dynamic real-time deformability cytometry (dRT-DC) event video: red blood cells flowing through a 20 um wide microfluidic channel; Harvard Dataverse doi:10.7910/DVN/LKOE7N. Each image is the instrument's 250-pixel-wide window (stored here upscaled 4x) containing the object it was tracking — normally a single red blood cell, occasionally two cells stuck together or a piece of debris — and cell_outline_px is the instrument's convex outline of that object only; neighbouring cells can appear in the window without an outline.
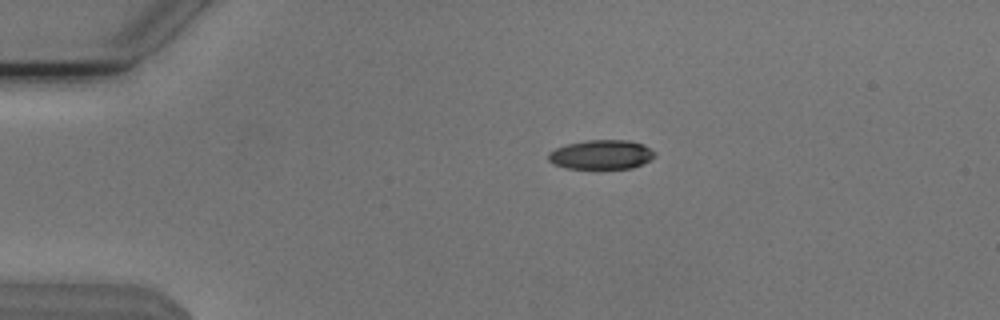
{"species": "Egyptian fruit bat (a non-hibernating species)", "species_latin": "Rousettus aegyptiacus", "temperature_condition": "cold", "stored_images_in_passage": 44, "camera_frame_rate_fps": 3000, "um_per_image_px": 0.085, "animal": {"sex": "male"}, "frame": {"image": 1, "passage_image": 1, "time_ms": 0.0, "image_size_px": [1000, 320], "cell_outline_px": [[656, 156], [644, 164], [632, 168], [596, 172], [568, 168], [552, 164], [548, 160], [548, 152], [556, 148], [568, 144], [588, 140], [628, 140], [644, 144], [656, 152]], "centroid_in_image_um": [51.13, 13.2], "position_along_channel_um": 33.9, "area_um2": 19.19}}
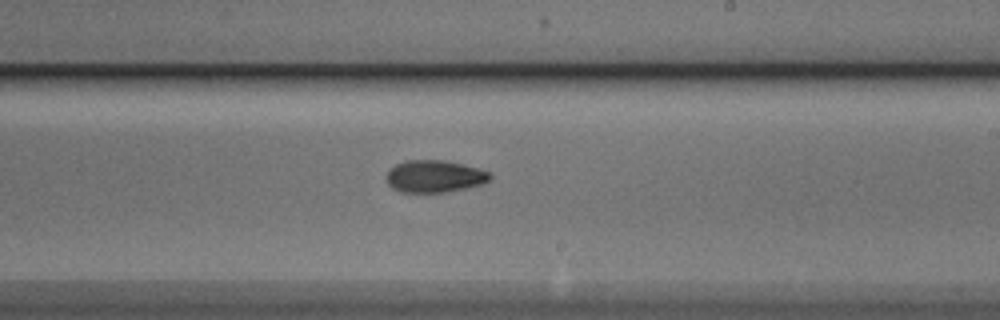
{"frame": {"image": 2, "passage_image": 22, "time_ms": 7.0, "image_size_px": [1000, 320], "cell_outline_px": [[492, 176], [488, 180], [480, 184], [464, 188], [444, 192], [400, 192], [392, 188], [388, 184], [384, 176], [396, 164], [404, 160], [444, 160], [476, 168], [488, 172]], "centroid_in_image_um": [36.86, 14.99], "position_along_channel_um": 252.1, "area_um2": 19.19}}
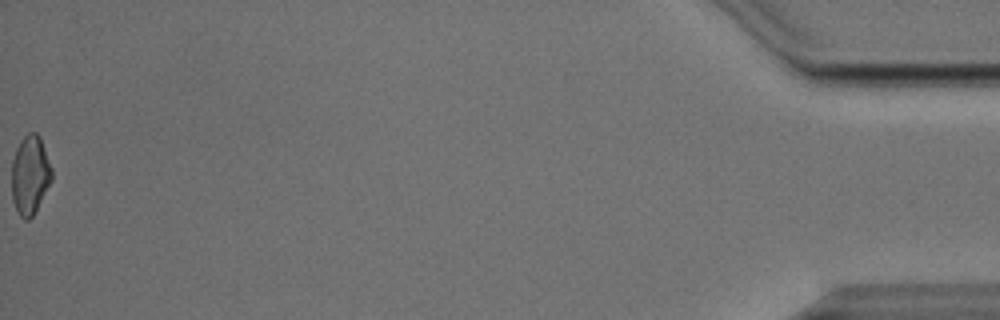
{"frame": {"image": 3, "passage_image": 44, "time_ms": 14.333, "image_size_px": [1000, 320], "cell_outline_px": [[52, 180], [32, 216], [28, 220], [24, 220], [20, 216], [12, 200], [12, 160], [16, 148], [20, 140], [28, 132], [36, 132], [40, 136], [52, 168]], "centroid_in_image_um": [2.55, 14.84], "position_along_channel_um": 432.6, "area_um2": 18.44}, "authors_computed_cell_mechanics": {"area_um2": 19.1896, "velocity_mm_per_s": 3.8184, "shape_relaxation_time_tau1_ms": 3.6535, "shape_relaxation_time_tau2_ms": 2.6859, "deformation_change_tau1": 0.1337, "deformation_change_tau2": 0.0818}}